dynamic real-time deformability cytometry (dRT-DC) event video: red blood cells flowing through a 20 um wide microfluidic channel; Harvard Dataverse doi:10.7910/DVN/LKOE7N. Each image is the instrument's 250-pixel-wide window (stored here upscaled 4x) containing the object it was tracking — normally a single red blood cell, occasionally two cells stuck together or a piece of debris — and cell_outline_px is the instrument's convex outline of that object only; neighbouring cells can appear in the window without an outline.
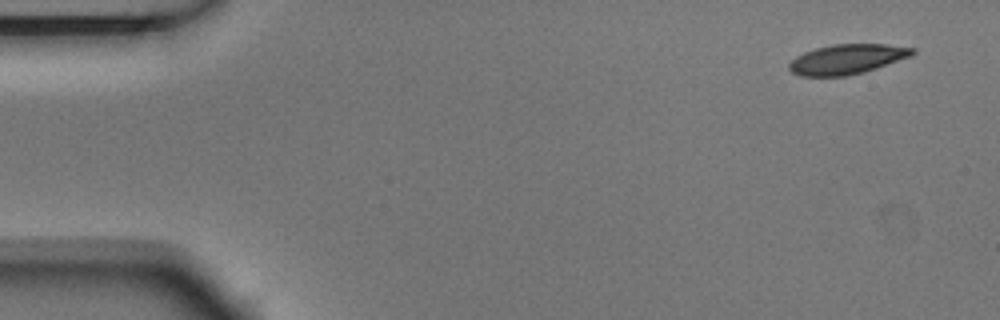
{"species": "Egyptian fruit bat (a non-hibernating species)", "species_latin": "Rousettus aegyptiacus", "temperature_condition": "room temperature", "stored_images_in_passage": 4, "segment_of_instrument_passage": [2, 2], "camera_frame_rate_fps": 3000, "um_per_image_px": 0.085, "animal": {"sex": "male"}, "frame": {"image": 1, "passage_image": 4, "time_ms": 1.0, "image_size_px": [1000, 320], "cell_outline_px": [[916, 52], [912, 56], [864, 72], [844, 76], [800, 76], [792, 72], [788, 68], [788, 64], [796, 56], [804, 52], [816, 48], [832, 44], [884, 44], [916, 48]], "centroid_in_image_um": [72.01, 5.03], "position_along_channel_um": 13.0, "area_um2": 21.5}}